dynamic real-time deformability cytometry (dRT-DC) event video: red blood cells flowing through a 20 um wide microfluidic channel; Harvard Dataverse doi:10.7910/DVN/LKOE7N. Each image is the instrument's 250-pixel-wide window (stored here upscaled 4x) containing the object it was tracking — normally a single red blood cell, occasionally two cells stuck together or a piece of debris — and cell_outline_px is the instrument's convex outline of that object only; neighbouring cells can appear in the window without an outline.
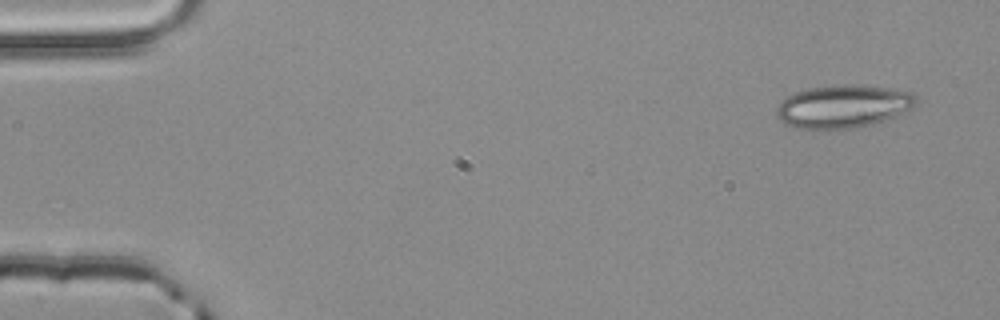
{"species": "common noctule bat (a hibernating species)", "species_latin": "Nyctalus noctula", "temperature_condition": "room temperature", "stored_images_in_passage": 52, "camera_frame_rate_fps": 3000, "um_per_image_px": 0.085, "animal": {"sex": "male", "body_mass_g": 20.4}, "frame": {"image": 1, "passage_image": 1, "time_ms": 0.0, "image_size_px": [1000, 320], "cell_outline_px": [[916, 104], [912, 108], [888, 120], [872, 124], [852, 128], [796, 128], [784, 124], [776, 116], [776, 108], [792, 92], [808, 88], [852, 84], [856, 84], [888, 88], [912, 92], [916, 96]], "centroid_in_image_um": [71.68, 9.04], "position_along_channel_um": 13.3, "area_um2": 34.85}}
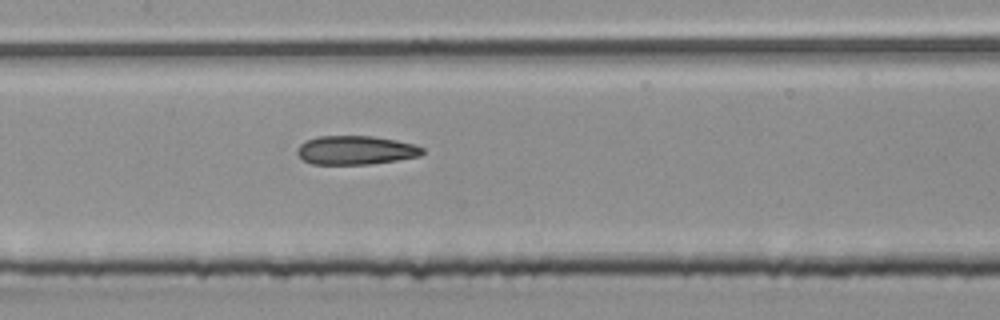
{"frame": {"image": 2, "passage_image": 24, "time_ms": 7.667, "image_size_px": [1000, 320], "cell_outline_px": [[424, 152], [420, 156], [372, 164], [312, 164], [304, 160], [296, 152], [296, 148], [300, 144], [308, 140], [320, 136], [372, 136], [396, 140], [412, 144], [424, 148]], "centroid_in_image_um": [30.23, 12.77], "position_along_channel_um": 177.2, "area_um2": 20.92}}
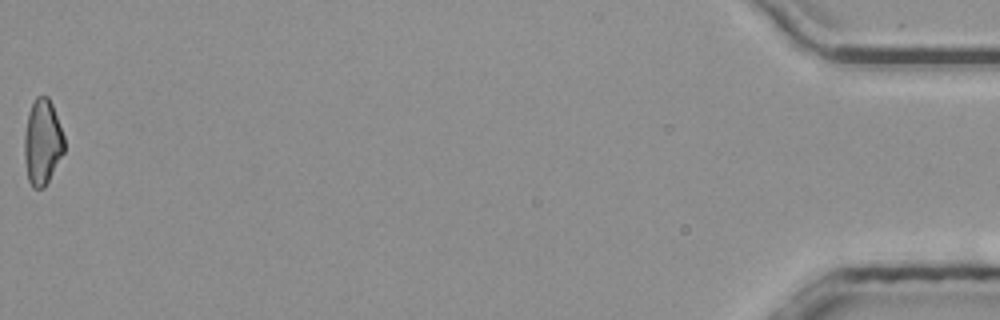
{"frame": {"image": 3, "passage_image": 52, "time_ms": 17.0, "image_size_px": [1000, 320], "cell_outline_px": [[64, 152], [44, 188], [32, 188], [28, 180], [24, 160], [24, 132], [28, 112], [36, 96], [48, 96], [52, 104], [64, 136]], "centroid_in_image_um": [3.59, 12.08], "position_along_channel_um": 431.6, "area_um2": 19.94}, "authors_computed_cell_mechanics": {"area_um2": 21.0681, "velocity_mm_per_s": 3.8534, "shape_relaxation_time_tau1_ms": 9.5914, "shape_relaxation_time_tau2_ms": 5.5515, "deformation_change_tau1": 0.2188, "deformation_change_tau2": 0.1767}}